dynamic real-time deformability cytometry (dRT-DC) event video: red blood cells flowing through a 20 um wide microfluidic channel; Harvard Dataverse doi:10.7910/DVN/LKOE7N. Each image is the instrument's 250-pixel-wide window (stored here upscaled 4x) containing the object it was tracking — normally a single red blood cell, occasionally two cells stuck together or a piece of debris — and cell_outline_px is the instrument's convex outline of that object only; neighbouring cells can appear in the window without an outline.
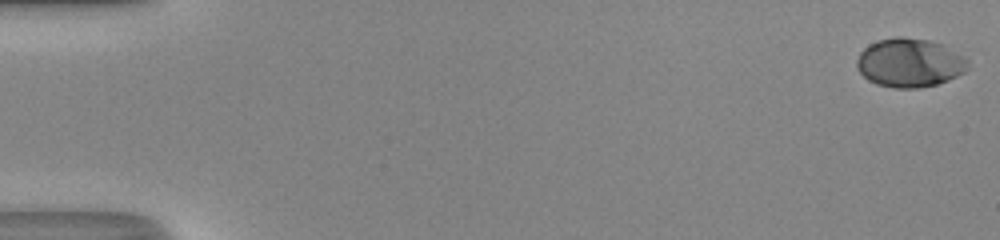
{"species": "human", "species_latin": "Homo sapiens", "temperature_condition": "room temperature", "stored_images_in_passage": 45, "camera_frame_rate_fps": 3000, "um_per_image_px": 0.085, "donor": {"sex": "male"}, "frame": {"image": 1, "passage_image": 1, "time_ms": 0.0, "image_size_px": [1000, 240], "cell_outline_px": [[968, 68], [964, 72], [948, 80], [936, 84], [920, 88], [892, 88], [876, 84], [868, 80], [856, 68], [856, 60], [860, 52], [868, 44], [880, 40], [896, 36], [904, 36], [928, 40], [944, 44], [964, 56], [968, 60]], "centroid_in_image_um": [77.31, 5.33], "position_along_channel_um": 7.7, "area_um2": 31.91}}
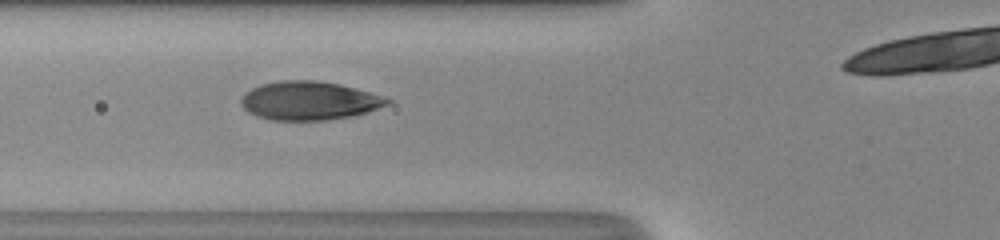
{"frame": {"image": 2, "passage_image": 21, "time_ms": 6.667, "image_size_px": [1000, 240], "cell_outline_px": [[392, 104], [368, 112], [352, 116], [328, 120], [268, 120], [256, 116], [248, 112], [240, 104], [240, 100], [244, 92], [260, 84], [280, 80], [316, 80], [340, 84], [356, 88], [384, 96], [392, 100]], "centroid_in_image_um": [26.29, 8.56], "position_along_channel_um": 99.5, "area_um2": 33.41}}
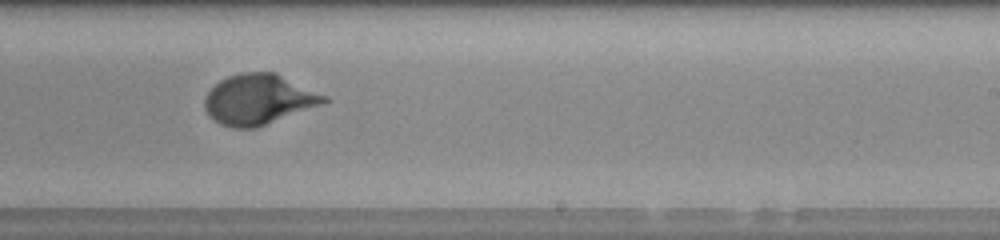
{"frame": {"image": 3, "passage_image": 33, "time_ms": 10.667, "image_size_px": [1000, 240], "cell_outline_px": [[332, 100], [324, 104], [256, 128], [232, 128], [220, 124], [208, 116], [204, 108], [204, 100], [208, 92], [220, 80], [228, 76], [240, 72], [276, 72], [328, 96]], "centroid_in_image_um": [22.01, 8.45], "position_along_channel_um": 267.0, "area_um2": 35.37}}